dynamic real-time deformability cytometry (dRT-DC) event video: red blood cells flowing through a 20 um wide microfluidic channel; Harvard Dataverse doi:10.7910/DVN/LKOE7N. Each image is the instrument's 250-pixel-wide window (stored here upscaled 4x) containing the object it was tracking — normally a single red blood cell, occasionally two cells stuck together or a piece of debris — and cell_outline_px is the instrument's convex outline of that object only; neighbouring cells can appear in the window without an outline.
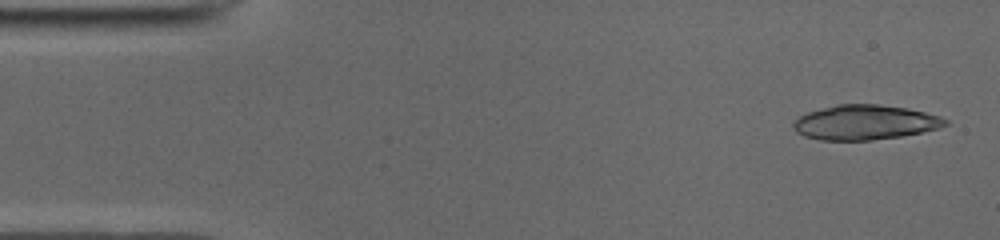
{"species": "common noctule bat (a hibernating species)", "species_latin": "Nyctalus noctula", "temperature_condition": "cold", "stored_images_in_passage": 49, "camera_frame_rate_fps": 3000, "um_per_image_px": 0.085, "animal": {"sex": "male", "body_mass_g": 19.0, "forearm_length_mm": 50.8}, "frame": {"image": 1, "passage_image": 2, "time_ms": 0.333, "image_size_px": [1000, 240], "cell_outline_px": [[948, 124], [940, 128], [900, 136], [872, 140], [820, 140], [804, 136], [796, 132], [792, 128], [792, 124], [800, 116], [808, 112], [836, 104], [876, 104], [908, 108], [940, 116], [948, 120]], "centroid_in_image_um": [73.51, 10.4], "position_along_channel_um": 11.5, "area_um2": 30.75}}